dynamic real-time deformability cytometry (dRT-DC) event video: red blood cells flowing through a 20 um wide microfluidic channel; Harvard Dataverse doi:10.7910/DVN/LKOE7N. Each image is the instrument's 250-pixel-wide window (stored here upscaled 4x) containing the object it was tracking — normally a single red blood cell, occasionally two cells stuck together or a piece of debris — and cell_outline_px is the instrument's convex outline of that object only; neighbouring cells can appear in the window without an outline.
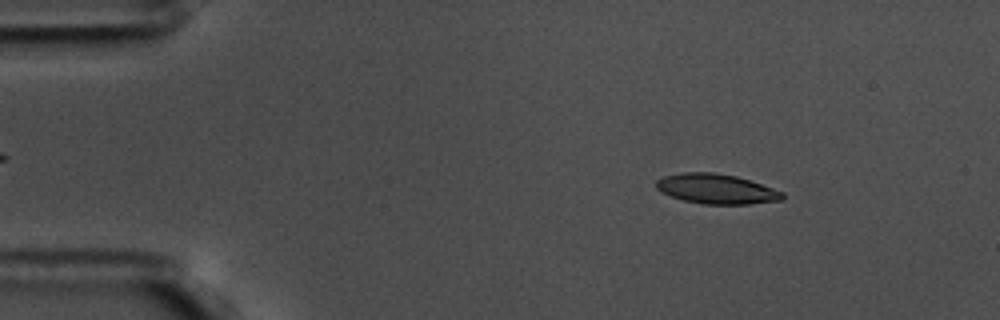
{"species": "common noctule bat (a hibernating species)", "species_latin": "Nyctalus noctula", "temperature_condition": "warm", "stored_images_in_passage": 57, "camera_frame_rate_fps": 3000, "um_per_image_px": 0.085, "animal": {"sex": "male", "body_mass_g": 17.5, "forearm_length_mm": 52.3}, "frame": {"image": 1, "passage_image": 8, "time_ms": 2.333, "image_size_px": [1000, 320], "cell_outline_px": [[784, 196], [780, 200], [748, 204], [704, 204], [684, 200], [660, 192], [656, 188], [656, 180], [664, 176], [684, 172], [712, 172], [736, 176], [784, 192]], "centroid_in_image_um": [60.86, 16.05], "position_along_channel_um": 24.1, "area_um2": 21.73}}
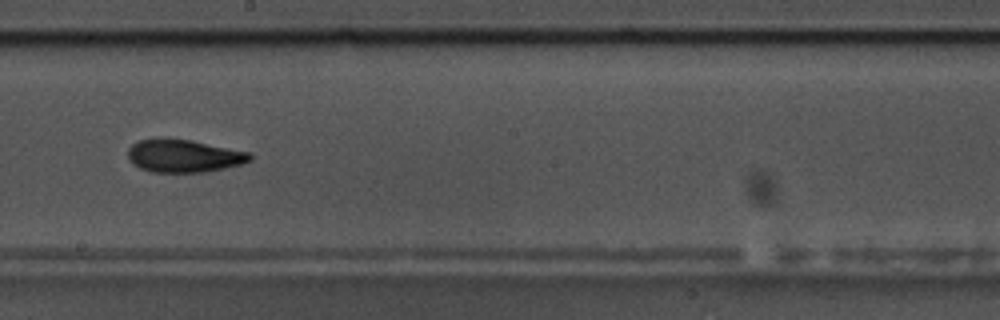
{"frame": {"image": 2, "passage_image": 32, "time_ms": 10.333, "image_size_px": [1000, 320], "cell_outline_px": [[252, 160], [244, 164], [204, 172], [152, 172], [140, 168], [132, 164], [128, 156], [128, 148], [132, 144], [140, 140], [156, 136], [160, 136], [192, 140], [252, 152]], "centroid_in_image_um": [15.63, 13.22], "position_along_channel_um": 232.6, "area_um2": 23.99}}
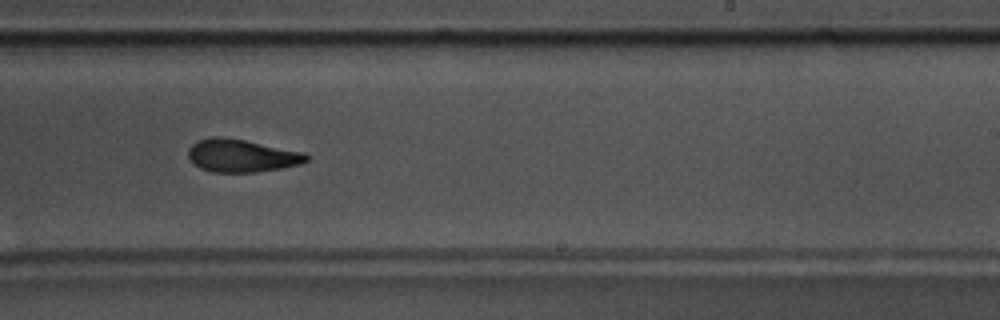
{"frame": {"image": 3, "passage_image": 35, "time_ms": 11.333, "image_size_px": [1000, 320], "cell_outline_px": [[308, 160], [300, 164], [280, 168], [256, 172], [212, 172], [200, 168], [188, 156], [188, 148], [196, 140], [212, 136], [216, 136], [244, 140], [304, 152], [308, 156]], "centroid_in_image_um": [20.51, 13.22], "position_along_channel_um": 268.5, "area_um2": 22.43}, "authors_computed_cell_mechanics": {"area_um2": 22.4264, "velocity_mm_per_s": 3.5907, "shape_relaxation_time_tau1_ms": 3.4815, "shape_relaxation_time_tau2_ms": 2.9328, "deformation_change_tau1": 0.1708, "deformation_change_tau2": 0.1116}}